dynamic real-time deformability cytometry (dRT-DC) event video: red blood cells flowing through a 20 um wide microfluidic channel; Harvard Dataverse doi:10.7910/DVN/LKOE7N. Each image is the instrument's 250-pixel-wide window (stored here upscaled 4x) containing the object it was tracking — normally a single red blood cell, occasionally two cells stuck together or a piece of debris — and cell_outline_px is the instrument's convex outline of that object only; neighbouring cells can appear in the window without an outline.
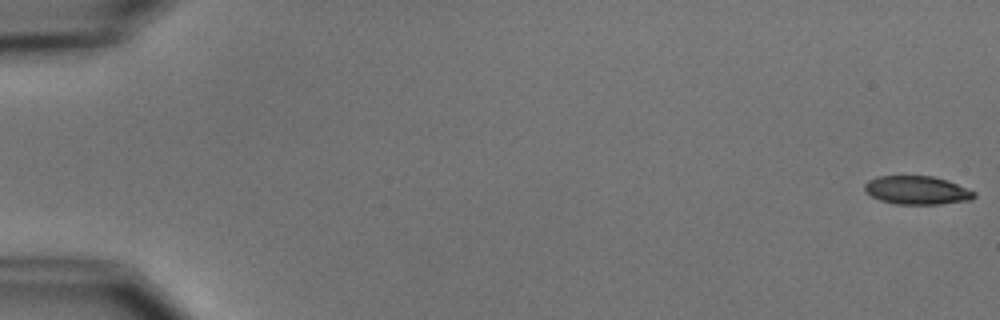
{"species": "common noctule bat (a hibernating species)", "species_latin": "Nyctalus noctula", "temperature_condition": "cold", "stored_images_in_passage": 5, "camera_frame_rate_fps": 3000, "um_per_image_px": 0.085, "animal": {"sex": "male", "body_mass_g": 15.6}, "frame": {"image": 1, "passage_image": 1, "time_ms": 0.0, "image_size_px": [1000, 320], "cell_outline_px": [[976, 196], [972, 200], [940, 204], [896, 204], [880, 200], [864, 192], [864, 184], [868, 180], [876, 176], [932, 176], [948, 180], [976, 192]], "centroid_in_image_um": [77.94, 16.17], "position_along_channel_um": 7.1, "area_um2": 18.32}}
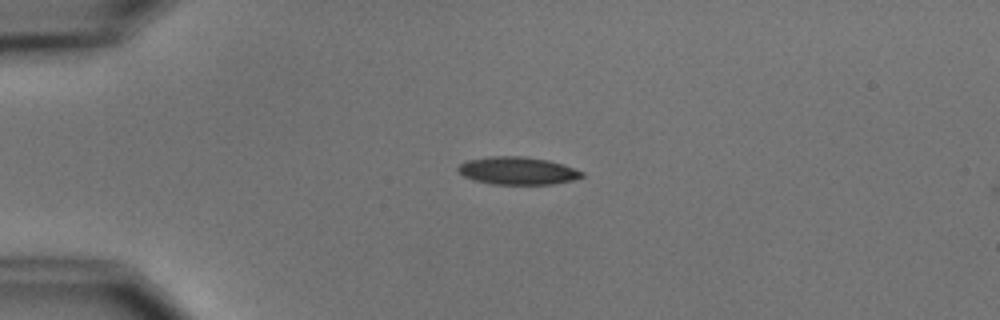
{"frame": {"image": 2, "passage_image": 4, "time_ms": 4.333, "image_size_px": [1000, 320], "cell_outline_px": [[584, 176], [572, 180], [552, 184], [492, 184], [472, 180], [456, 172], [456, 168], [460, 164], [468, 160], [492, 156], [524, 156], [548, 160], [564, 164], [584, 172]], "centroid_in_image_um": [43.97, 14.51], "position_along_channel_um": 41.0, "area_um2": 20.11}}